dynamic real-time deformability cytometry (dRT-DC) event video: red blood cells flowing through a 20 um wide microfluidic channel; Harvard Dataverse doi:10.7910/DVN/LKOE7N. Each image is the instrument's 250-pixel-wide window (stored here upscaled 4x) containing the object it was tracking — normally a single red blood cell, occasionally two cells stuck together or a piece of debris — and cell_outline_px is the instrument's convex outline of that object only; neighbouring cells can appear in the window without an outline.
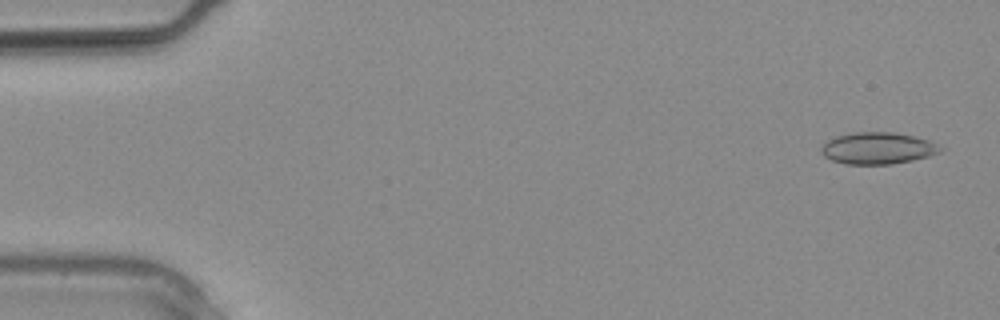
{"species": "common noctule bat (a hibernating species)", "species_latin": "Nyctalus noctula", "temperature_condition": "warm", "stored_images_in_passage": 12, "camera_frame_rate_fps": 3000, "um_per_image_px": 0.085, "animal": {"sex": "male", "body_mass_g": 20.4}, "frame": {"image": 1, "passage_image": 1, "time_ms": 0.0, "image_size_px": [1000, 320], "cell_outline_px": [[944, 148], [940, 152], [928, 156], [912, 160], [892, 164], [844, 164], [832, 160], [824, 156], [820, 152], [820, 148], [828, 140], [836, 136], [856, 132], [896, 132], [928, 140]], "centroid_in_image_um": [74.59, 12.6], "position_along_channel_um": 10.4, "area_um2": 21.96}}
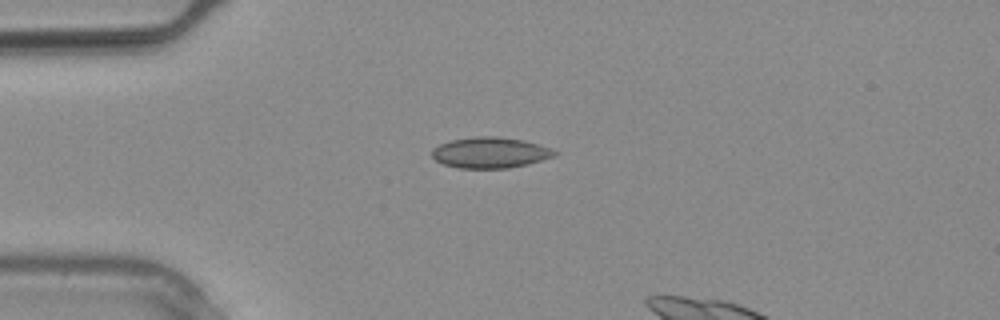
{"frame": {"image": 2, "passage_image": 7, "time_ms": 2.0, "image_size_px": [1000, 320], "cell_outline_px": [[556, 156], [528, 164], [508, 168], [460, 168], [444, 164], [436, 160], [432, 156], [432, 148], [440, 144], [452, 140], [476, 136], [496, 136], [524, 140], [548, 148], [556, 152]], "centroid_in_image_um": [41.65, 12.97], "position_along_channel_um": 43.4, "area_um2": 21.85}}